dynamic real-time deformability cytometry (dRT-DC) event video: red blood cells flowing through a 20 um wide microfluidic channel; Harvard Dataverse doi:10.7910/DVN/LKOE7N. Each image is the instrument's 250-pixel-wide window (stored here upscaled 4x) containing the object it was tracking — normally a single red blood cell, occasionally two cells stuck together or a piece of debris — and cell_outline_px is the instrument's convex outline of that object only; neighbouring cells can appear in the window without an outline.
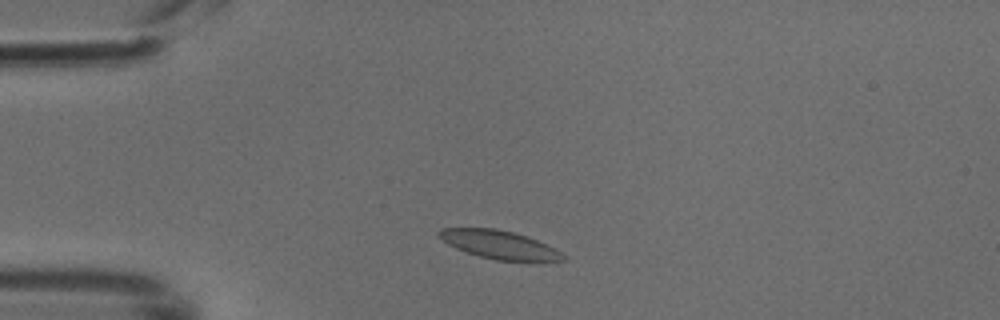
{"species": "common noctule bat (a hibernating species)", "species_latin": "Nyctalus noctula", "temperature_condition": "cold", "stored_images_in_passage": 39, "camera_frame_rate_fps": 3000, "um_per_image_px": 0.085, "animal": {"sex": "male", "body_mass_g": 18.8}, "frame": {"image": 1, "passage_image": 1, "time_ms": 0.0, "image_size_px": [1000, 320], "cell_outline_px": [[568, 256], [564, 260], [496, 260], [480, 256], [456, 248], [448, 244], [436, 236], [436, 232], [440, 228], [496, 228], [512, 232], [536, 240], [556, 248]], "centroid_in_image_um": [42.4, 20.78], "position_along_channel_um": 42.6, "area_um2": 20.23}}
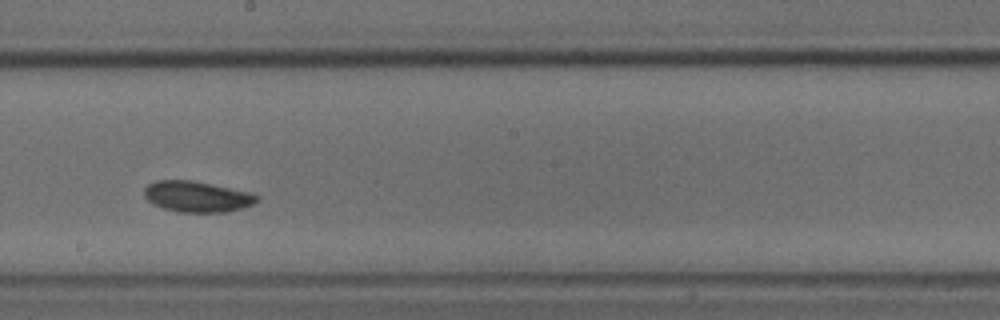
{"frame": {"image": 2, "passage_image": 17, "time_ms": 5.333, "image_size_px": [1000, 320], "cell_outline_px": [[260, 200], [244, 208], [228, 212], [180, 212], [164, 208], [152, 204], [144, 196], [144, 188], [148, 184], [156, 180], [192, 180], [212, 184], [248, 192], [260, 196]], "centroid_in_image_um": [16.75, 16.71], "position_along_channel_um": 231.5, "area_um2": 20.35}}
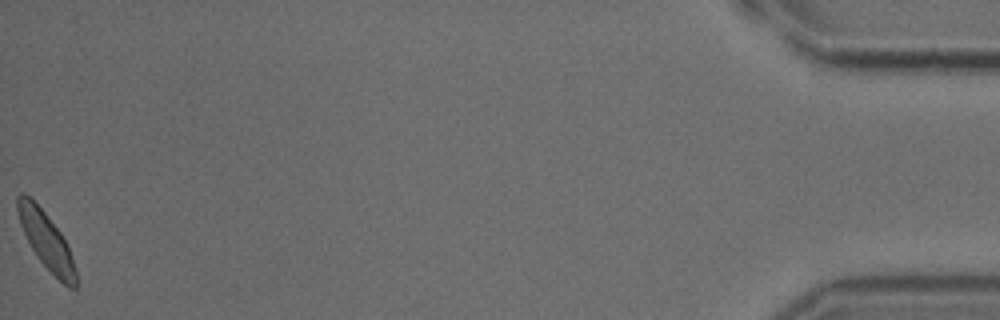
{"frame": {"image": 3, "passage_image": 39, "time_ms": 12.667, "image_size_px": [1000, 320], "cell_outline_px": [[76, 288], [68, 288], [40, 260], [32, 248], [20, 224], [16, 208], [16, 196], [20, 192], [24, 192], [44, 212], [60, 232], [68, 248], [76, 268]], "centroid_in_image_um": [3.92, 20.42], "position_along_channel_um": 431.3, "area_um2": 18.67}}